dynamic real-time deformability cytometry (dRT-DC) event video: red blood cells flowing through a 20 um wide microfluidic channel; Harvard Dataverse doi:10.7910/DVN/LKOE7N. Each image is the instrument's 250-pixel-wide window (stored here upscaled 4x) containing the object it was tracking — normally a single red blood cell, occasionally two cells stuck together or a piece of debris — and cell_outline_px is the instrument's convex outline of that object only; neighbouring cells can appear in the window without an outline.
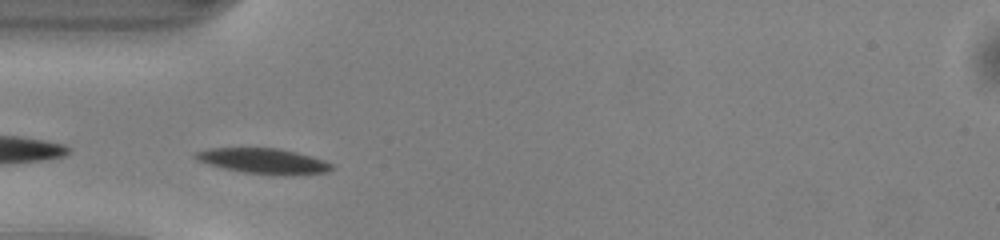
{"species": "common noctule bat (a hibernating species)", "species_latin": "Nyctalus noctula", "temperature_condition": "warm", "stored_images_in_passage": 35, "camera_frame_rate_fps": 3000, "um_per_image_px": 0.085, "animal": {"sex": "male", "body_mass_g": 13.0, "forearm_length_mm": 53.1}, "frame": {"image": 1, "passage_image": 1, "time_ms": 0.0, "image_size_px": [1000, 240], "cell_outline_px": [[336, 168], [328, 172], [284, 176], [272, 176], [244, 172], [224, 168], [208, 164], [196, 160], [192, 156], [192, 152], [208, 148], [276, 148], [296, 152], [312, 156], [324, 160], [332, 164]], "centroid_in_image_um": [22.39, 13.7], "position_along_channel_um": 62.6, "area_um2": 20.58}}
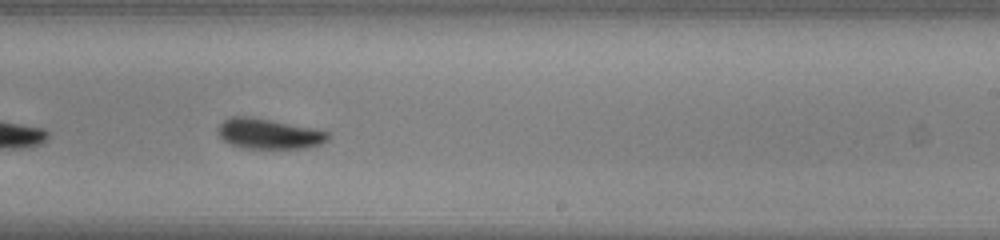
{"frame": {"image": 2, "passage_image": 16, "time_ms": 5.0, "image_size_px": [1000, 240], "cell_outline_px": [[328, 140], [320, 144], [304, 148], [244, 148], [232, 144], [224, 140], [220, 136], [216, 128], [224, 120], [232, 116], [252, 116], [316, 128], [328, 132]], "centroid_in_image_um": [22.85, 11.35], "position_along_channel_um": 266.1, "area_um2": 19.48}}
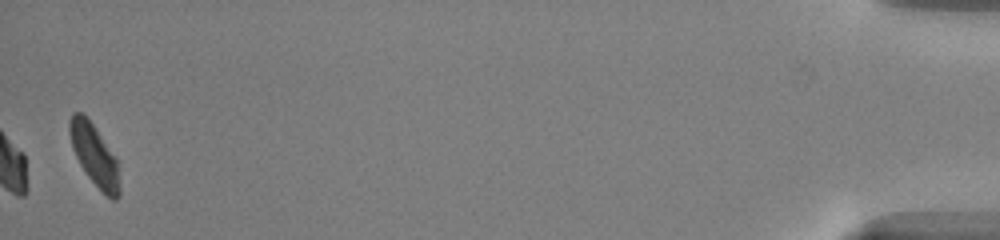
{"frame": {"image": 3, "passage_image": 35, "time_ms": 11.333, "image_size_px": [1000, 240], "cell_outline_px": [[120, 196], [116, 200], [112, 200], [88, 176], [80, 164], [72, 148], [68, 132], [68, 120], [72, 112], [80, 112], [92, 124], [116, 160], [120, 188]], "centroid_in_image_um": [7.98, 13.18], "position_along_channel_um": 427.2, "area_um2": 17.28}, "authors_computed_cell_mechanics": {"area_um2": 19.652, "velocity_mm_per_s": 4.098, "shape_relaxation_time_tau1_ms": 2.1446, "shape_relaxation_time_tau2_ms": null, "deformation_change_tau1": 0.1317, "deformation_change_tau2": null}}